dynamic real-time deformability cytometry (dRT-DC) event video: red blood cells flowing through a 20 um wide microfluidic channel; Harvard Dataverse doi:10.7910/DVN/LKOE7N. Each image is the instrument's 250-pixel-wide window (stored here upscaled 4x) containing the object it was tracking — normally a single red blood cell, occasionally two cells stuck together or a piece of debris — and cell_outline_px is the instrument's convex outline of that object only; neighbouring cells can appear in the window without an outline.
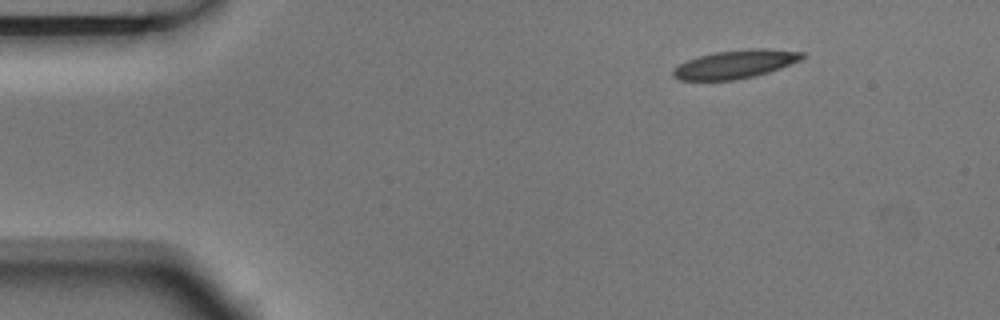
{"species": "Egyptian fruit bat (a non-hibernating species)", "species_latin": "Rousettus aegyptiacus", "temperature_condition": "room temperature", "stored_images_in_passage": 6, "segment_of_instrument_passage": [2, 2], "camera_frame_rate_fps": 3000, "um_per_image_px": 0.085, "animal": {"sex": "male"}, "frame": {"image": 1, "passage_image": 6, "time_ms": 1.667, "image_size_px": [1000, 320], "cell_outline_px": [[804, 56], [800, 60], [780, 68], [768, 72], [736, 80], [676, 80], [672, 76], [672, 68], [688, 60], [700, 56], [716, 52], [748, 48], [764, 48], [804, 52]], "centroid_in_image_um": [62.47, 5.46], "position_along_channel_um": 22.5, "area_um2": 21.27}}